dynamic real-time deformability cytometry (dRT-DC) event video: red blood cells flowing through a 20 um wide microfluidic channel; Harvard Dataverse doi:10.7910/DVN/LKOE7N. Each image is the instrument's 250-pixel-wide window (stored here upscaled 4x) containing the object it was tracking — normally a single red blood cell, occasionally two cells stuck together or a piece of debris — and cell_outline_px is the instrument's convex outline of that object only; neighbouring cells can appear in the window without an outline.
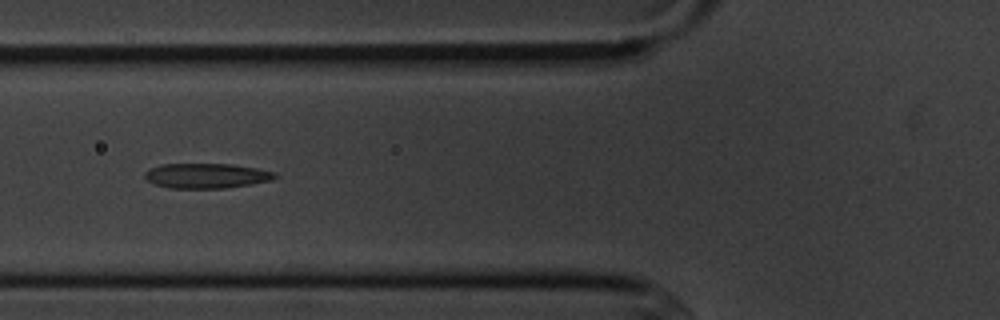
{"species": "common noctule bat (a hibernating species)", "species_latin": "Nyctalus noctula", "temperature_condition": "cold", "stored_images_in_passage": 14, "camera_frame_rate_fps": 3000, "um_per_image_px": 0.085, "animal": {"sex": "male", "body_mass_g": 20.1, "forearm_length_mm": 53.5}, "frame": {"image": 1, "passage_image": 5, "time_ms": 5.667, "image_size_px": [1000, 320], "cell_outline_px": [[276, 176], [272, 180], [252, 184], [224, 188], [168, 188], [156, 184], [148, 180], [144, 176], [144, 172], [148, 168], [160, 164], [232, 164], [256, 168], [276, 172]], "centroid_in_image_um": [17.53, 14.93], "position_along_channel_um": 108.3, "area_um2": 18.96}}
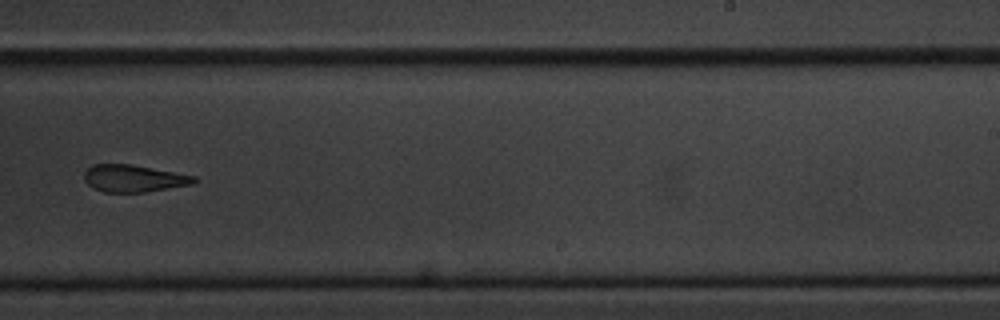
{"frame": {"image": 2, "passage_image": 9, "time_ms": 10.333, "image_size_px": [1000, 320], "cell_outline_px": [[200, 180], [192, 184], [144, 192], [104, 192], [92, 188], [84, 180], [84, 172], [92, 164], [128, 164], [196, 176]], "centroid_in_image_um": [11.34, 15.17], "position_along_channel_um": 277.7, "area_um2": 17.28}}
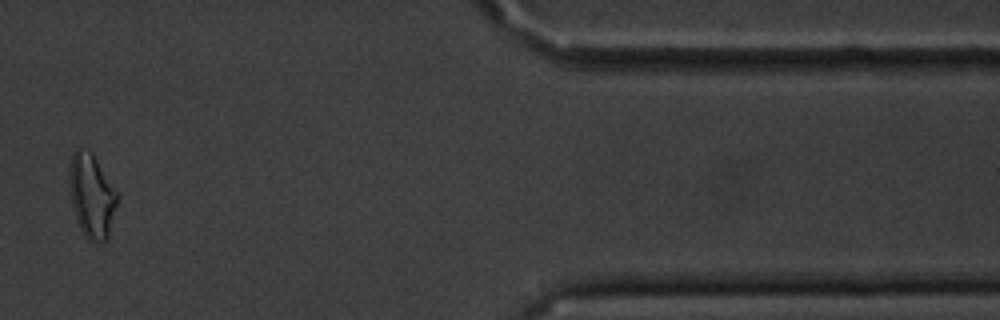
{"frame": {"image": 3, "passage_image": 13, "time_ms": 15.0, "image_size_px": [1000, 320], "cell_outline_px": [[120, 192], [108, 240], [100, 244], [88, 240], [84, 236], [76, 220], [72, 204], [72, 152], [76, 148], [80, 148], [92, 152]], "centroid_in_image_um": [7.89, 16.7], "position_along_channel_um": 403.5, "area_um2": 23.47}, "authors_computed_cell_mechanics": {"area_um2": 18.9584, "velocity_mm_per_s": 3.6246, "shape_relaxation_time_tau1_ms": 10.5102, "shape_relaxation_time_tau2_ms": 3.7428, "deformation_change_tau1": 0.2134, "deformation_change_tau2": 0.1241}}